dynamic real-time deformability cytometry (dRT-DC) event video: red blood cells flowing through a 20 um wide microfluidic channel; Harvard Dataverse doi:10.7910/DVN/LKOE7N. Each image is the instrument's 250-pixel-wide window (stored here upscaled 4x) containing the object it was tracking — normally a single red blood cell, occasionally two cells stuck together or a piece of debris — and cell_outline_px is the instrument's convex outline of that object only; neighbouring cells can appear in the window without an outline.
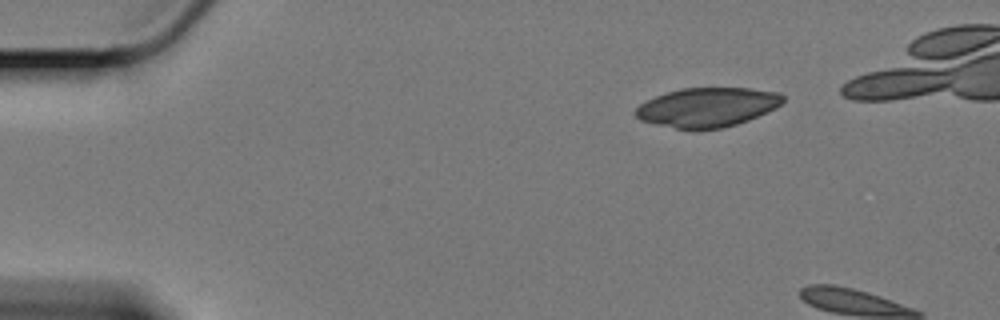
{"species": "Egyptian fruit bat (a non-hibernating species)", "species_latin": "Rousettus aegyptiacus", "temperature_condition": "cold", "stored_images_in_passage": 4, "camera_frame_rate_fps": 3000, "um_per_image_px": 0.085, "animal": {"sex": "female"}, "frame": {"image": 1, "passage_image": 1, "time_ms": 0.0, "image_size_px": [1000, 320], "cell_outline_px": [[784, 100], [776, 108], [748, 120], [736, 124], [720, 128], [676, 128], [640, 120], [636, 116], [636, 108], [640, 104], [656, 96], [680, 88], [752, 88], [780, 92], [784, 96]], "centroid_in_image_um": [60.17, 9.09], "position_along_channel_um": 24.8, "area_um2": 33.29}}